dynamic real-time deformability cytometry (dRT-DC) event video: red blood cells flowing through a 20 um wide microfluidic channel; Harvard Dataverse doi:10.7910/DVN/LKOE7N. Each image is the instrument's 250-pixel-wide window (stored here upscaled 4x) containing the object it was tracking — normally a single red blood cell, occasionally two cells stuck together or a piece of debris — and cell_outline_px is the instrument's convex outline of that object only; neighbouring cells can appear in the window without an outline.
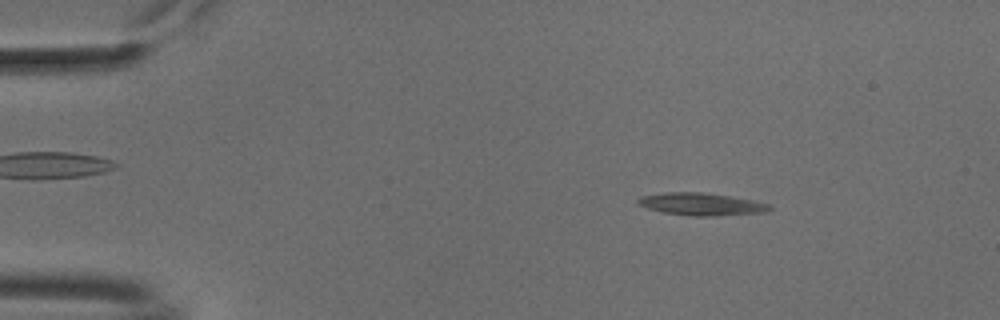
{"species": "common noctule bat (a hibernating species)", "species_latin": "Nyctalus noctula", "temperature_condition": "cold", "stored_images_in_passage": 23, "camera_frame_rate_fps": 3000, "um_per_image_px": 0.085, "animal": {"sex": "male", "body_mass_g": 18.8}, "frame": {"image": 1, "passage_image": 8, "time_ms": 2.333, "image_size_px": [1000, 320], "cell_outline_px": [[772, 208], [768, 212], [716, 216], [692, 216], [664, 212], [648, 208], [636, 204], [636, 200], [640, 196], [664, 192], [700, 192], [728, 196], [752, 200], [768, 204]], "centroid_in_image_um": [59.58, 17.35], "position_along_channel_um": 25.4, "area_um2": 17.17}}
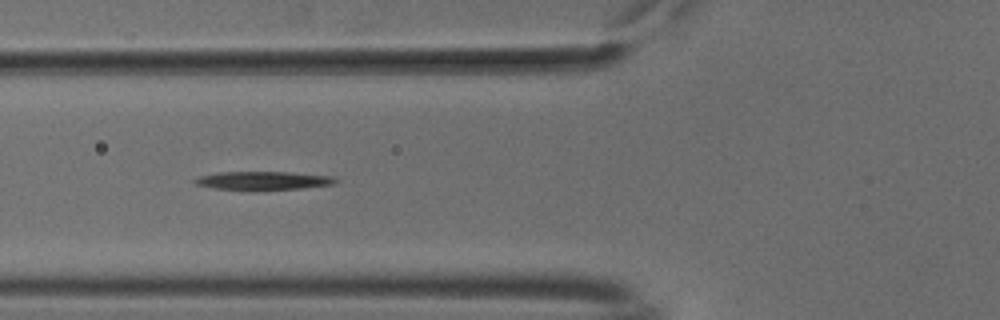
{"frame": {"image": 2, "passage_image": 20, "time_ms": 6.333, "image_size_px": [1000, 320], "cell_outline_px": [[336, 184], [304, 188], [256, 192], [212, 188], [196, 184], [192, 180], [200, 176], [220, 172], [288, 172], [332, 176], [336, 180]], "centroid_in_image_um": [22.35, 15.38], "position_along_channel_um": 103.4, "area_um2": 15.66}}
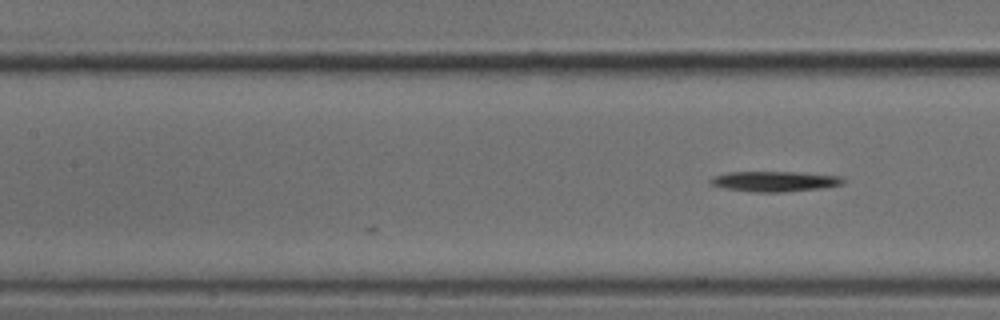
{"frame": {"image": 3, "passage_image": 23, "time_ms": 7.333, "image_size_px": [1000, 320], "cell_outline_px": [[844, 184], [820, 188], [780, 192], [752, 192], [724, 188], [708, 184], [708, 180], [712, 176], [728, 172], [800, 172], [840, 176], [844, 180]], "centroid_in_image_um": [65.78, 15.41], "position_along_channel_um": 141.6, "area_um2": 15.78}}